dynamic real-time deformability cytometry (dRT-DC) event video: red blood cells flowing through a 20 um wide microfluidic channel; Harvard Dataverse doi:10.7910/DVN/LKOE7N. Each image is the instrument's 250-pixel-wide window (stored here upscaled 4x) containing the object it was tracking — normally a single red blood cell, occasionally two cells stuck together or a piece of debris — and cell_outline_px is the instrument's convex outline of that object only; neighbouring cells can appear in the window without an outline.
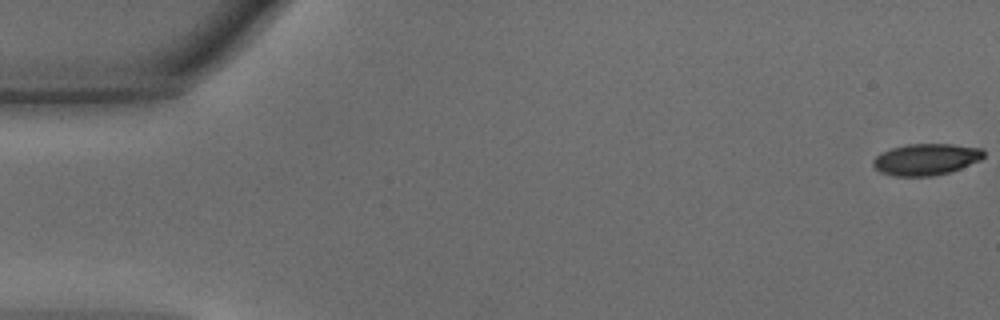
{"species": "common noctule bat (a hibernating species)", "species_latin": "Nyctalus noctula", "temperature_condition": "warm", "stored_images_in_passage": 11, "camera_frame_rate_fps": 3000, "um_per_image_px": 0.085, "animal": {"sex": "male", "body_mass_g": 15.6}, "frame": {"image": 1, "passage_image": 1, "time_ms": 0.0, "image_size_px": [1000, 320], "cell_outline_px": [[984, 156], [980, 160], [960, 168], [948, 172], [932, 176], [896, 176], [880, 172], [872, 164], [872, 160], [876, 156], [892, 148], [908, 144], [952, 144], [984, 148]], "centroid_in_image_um": [78.73, 13.54], "position_along_channel_um": 6.3, "area_um2": 20.17}}